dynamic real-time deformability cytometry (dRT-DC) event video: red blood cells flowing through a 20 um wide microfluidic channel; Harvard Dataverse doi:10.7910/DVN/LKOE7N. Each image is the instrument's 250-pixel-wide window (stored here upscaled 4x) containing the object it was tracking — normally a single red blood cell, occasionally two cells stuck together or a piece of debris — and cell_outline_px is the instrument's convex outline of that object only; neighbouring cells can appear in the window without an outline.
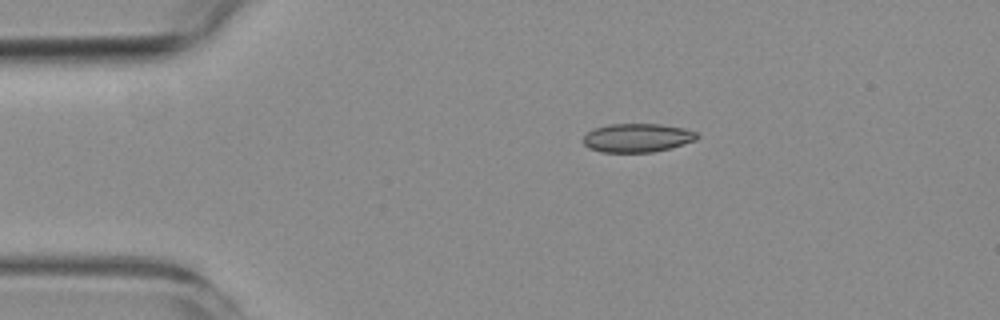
{"species": "common noctule bat (a hibernating species)", "species_latin": "Nyctalus noctula", "temperature_condition": "room temperature", "stored_images_in_passage": 5, "camera_frame_rate_fps": 3000, "um_per_image_px": 0.085, "animal": {"sex": "female", "body_mass_g": 19.3, "forearm_length_mm": 54.1}, "frame": {"image": 1, "passage_image": 1, "time_ms": 0.0, "image_size_px": [1000, 320], "cell_outline_px": [[700, 136], [696, 140], [668, 148], [652, 152], [600, 152], [588, 148], [580, 140], [588, 132], [596, 128], [608, 124], [660, 124], [684, 128], [696, 132]], "centroid_in_image_um": [54.14, 11.71], "position_along_channel_um": 30.9, "area_um2": 19.02}}
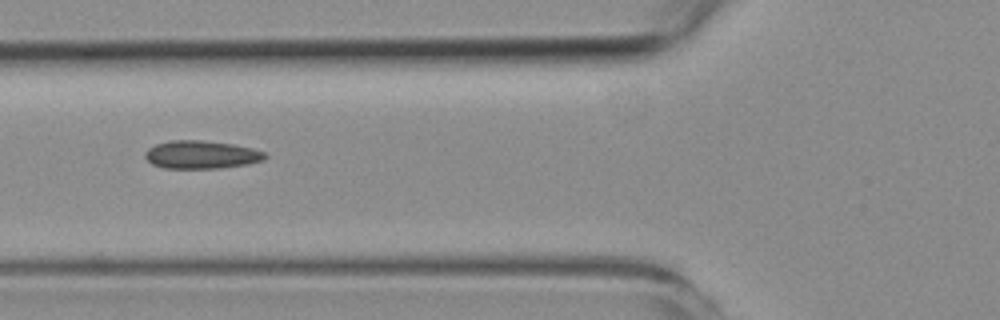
{"frame": {"image": 2, "passage_image": 4, "time_ms": 3.333, "image_size_px": [1000, 320], "cell_outline_px": [[268, 156], [264, 160], [248, 164], [220, 168], [164, 168], [152, 164], [144, 156], [144, 152], [148, 148], [156, 144], [172, 140], [200, 140], [232, 144], [252, 148], [264, 152]], "centroid_in_image_um": [17.11, 13.15], "position_along_channel_um": 108.7, "area_um2": 19.59}}
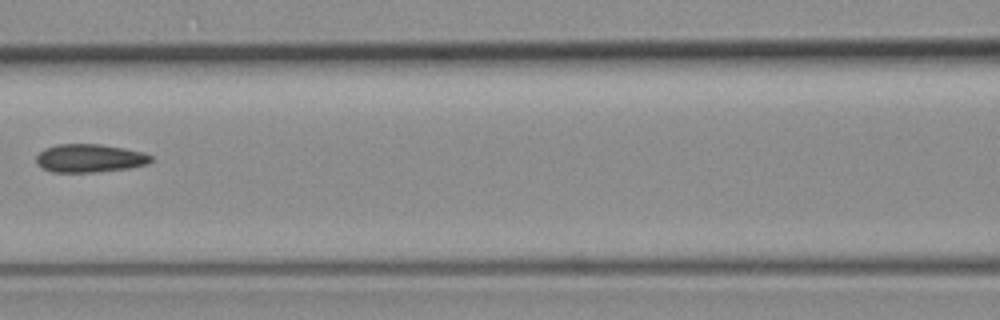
{"frame": {"image": 3, "passage_image": 5, "time_ms": 4.667, "image_size_px": [1000, 320], "cell_outline_px": [[152, 160], [148, 164], [128, 168], [96, 172], [52, 172], [40, 168], [36, 164], [36, 156], [44, 148], [56, 144], [100, 144], [124, 148], [144, 152], [152, 156]], "centroid_in_image_um": [7.59, 13.45], "position_along_channel_um": 159.0, "area_um2": 19.07}}